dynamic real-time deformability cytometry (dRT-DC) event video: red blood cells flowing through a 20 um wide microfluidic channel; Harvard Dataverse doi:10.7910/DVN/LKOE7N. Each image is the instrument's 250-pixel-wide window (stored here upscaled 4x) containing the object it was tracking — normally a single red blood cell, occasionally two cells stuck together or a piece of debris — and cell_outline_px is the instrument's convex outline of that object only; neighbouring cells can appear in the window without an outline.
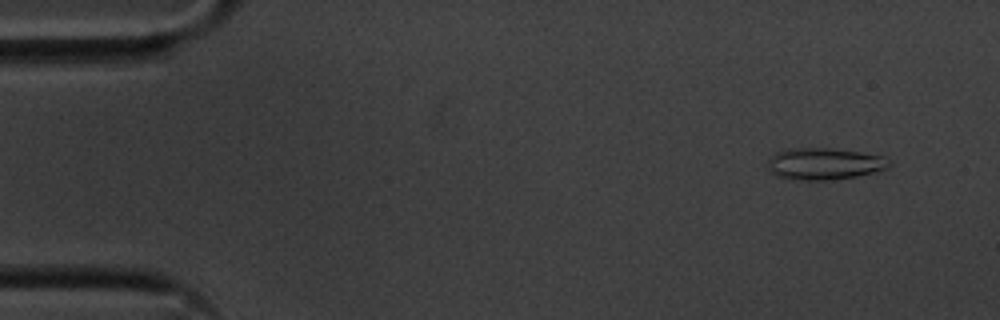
{"species": "common noctule bat (a hibernating species)", "species_latin": "Nyctalus noctula", "temperature_condition": "cold", "stored_images_in_passage": 55, "camera_frame_rate_fps": 3000, "um_per_image_px": 0.085, "animal": {"sex": "male", "body_mass_g": 20.1, "forearm_length_mm": 53.5}, "frame": {"image": 1, "passage_image": 4, "time_ms": 1.0, "image_size_px": [1000, 320], "cell_outline_px": [[892, 164], [888, 168], [856, 176], [832, 180], [788, 180], [776, 176], [768, 172], [768, 160], [776, 152], [784, 148], [832, 148], [888, 156]], "centroid_in_image_um": [70.05, 13.92], "position_along_channel_um": 15.0, "area_um2": 23.0}}
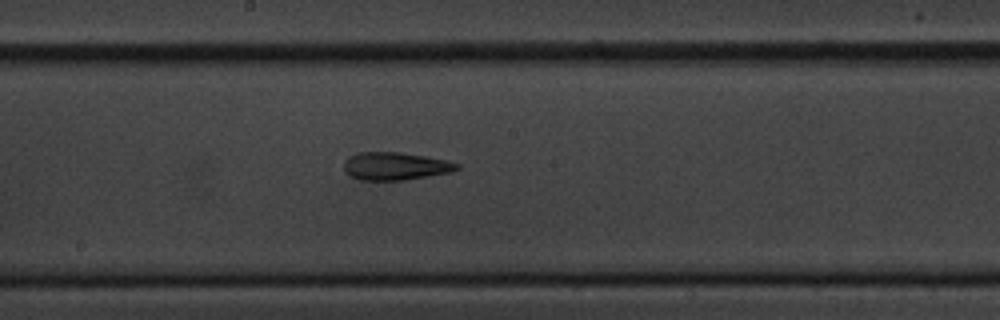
{"frame": {"image": 2, "passage_image": 29, "time_ms": 9.333, "image_size_px": [1000, 320], "cell_outline_px": [[460, 168], [452, 172], [404, 180], [360, 180], [344, 172], [344, 160], [348, 156], [360, 152], [400, 152], [448, 160], [460, 164]], "centroid_in_image_um": [33.6, 14.12], "position_along_channel_um": 214.6, "area_um2": 18.44}}
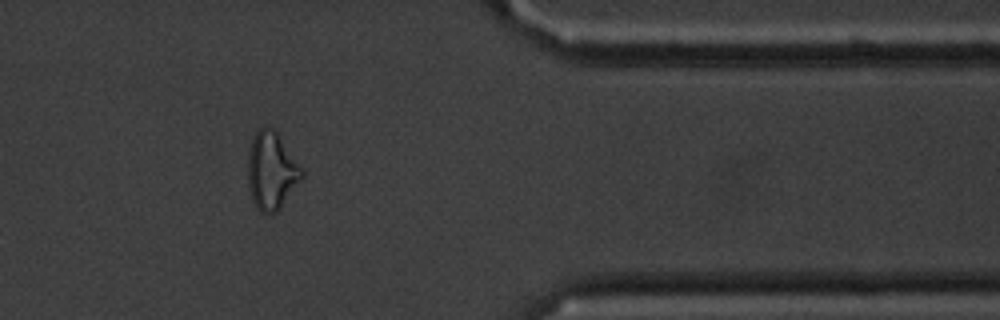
{"frame": {"image": 3, "passage_image": 45, "time_ms": 14.667, "image_size_px": [1000, 320], "cell_outline_px": [[304, 176], [276, 212], [260, 212], [256, 208], [252, 200], [248, 184], [248, 152], [252, 136], [264, 124], [272, 128], [276, 132], [304, 168]], "centroid_in_image_um": [23.08, 14.48], "position_along_channel_um": 388.3, "area_um2": 24.45}, "authors_computed_cell_mechanics": {"area_um2": 19.2474, "velocity_mm_per_s": 3.6152, "shape_relaxation_time_tau1_ms": null, "shape_relaxation_time_tau2_ms": 5.3179, "deformation_change_tau1": null, "deformation_change_tau2": 0.1856}}